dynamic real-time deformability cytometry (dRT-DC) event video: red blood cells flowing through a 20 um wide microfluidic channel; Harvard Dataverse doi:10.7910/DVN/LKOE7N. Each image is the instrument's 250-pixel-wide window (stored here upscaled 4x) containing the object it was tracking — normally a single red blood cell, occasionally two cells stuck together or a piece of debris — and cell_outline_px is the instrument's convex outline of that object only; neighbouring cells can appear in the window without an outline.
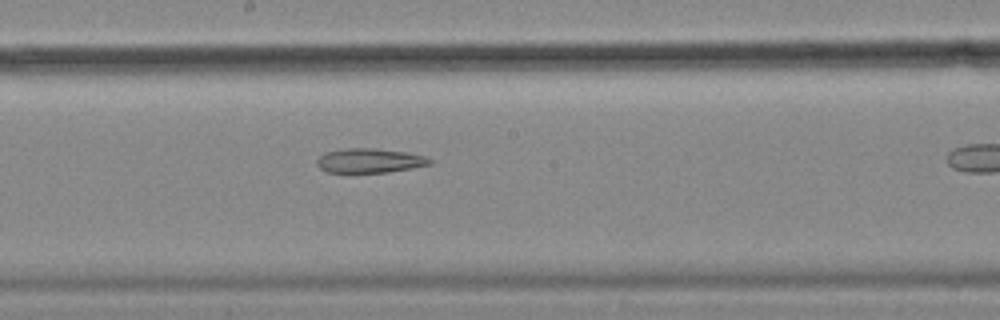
{"species": "common noctule bat (a hibernating species)", "species_latin": "Nyctalus noctula", "temperature_condition": "cold", "stored_images_in_passage": 35, "camera_frame_rate_fps": 3000, "um_per_image_px": 0.085, "animal": {"sex": "female", "body_mass_g": 18.4}, "frame": {"image": 1, "passage_image": 20, "time_ms": 6.333, "image_size_px": [1000, 320], "cell_outline_px": [[432, 164], [412, 168], [388, 172], [328, 172], [320, 168], [316, 164], [316, 160], [324, 152], [344, 148], [376, 148], [408, 152], [424, 156], [432, 160]], "centroid_in_image_um": [31.41, 13.64], "position_along_channel_um": 216.8, "area_um2": 16.13}}